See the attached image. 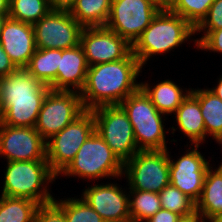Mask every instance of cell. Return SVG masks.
Masks as SVG:
<instances>
[{"label": "cell", "instance_id": "6da1fadb", "mask_svg": "<svg viewBox=\"0 0 222 222\" xmlns=\"http://www.w3.org/2000/svg\"><path fill=\"white\" fill-rule=\"evenodd\" d=\"M142 66L132 51L118 61L88 67L85 84L80 91L85 110L104 105H119L140 86Z\"/></svg>", "mask_w": 222, "mask_h": 222}, {"label": "cell", "instance_id": "7a4b0ae2", "mask_svg": "<svg viewBox=\"0 0 222 222\" xmlns=\"http://www.w3.org/2000/svg\"><path fill=\"white\" fill-rule=\"evenodd\" d=\"M192 36L195 28L187 20L169 9H161L132 45V53L143 67L154 55L171 52L185 41H192Z\"/></svg>", "mask_w": 222, "mask_h": 222}, {"label": "cell", "instance_id": "3957f363", "mask_svg": "<svg viewBox=\"0 0 222 222\" xmlns=\"http://www.w3.org/2000/svg\"><path fill=\"white\" fill-rule=\"evenodd\" d=\"M5 167L2 196L27 198L39 205L56 199L49 191L48 184H53L58 177L47 160L9 161Z\"/></svg>", "mask_w": 222, "mask_h": 222}, {"label": "cell", "instance_id": "277c9868", "mask_svg": "<svg viewBox=\"0 0 222 222\" xmlns=\"http://www.w3.org/2000/svg\"><path fill=\"white\" fill-rule=\"evenodd\" d=\"M119 105L127 113L140 151L168 149L166 133L171 129L174 135L177 128L172 126L165 131L166 115L156 109L141 87Z\"/></svg>", "mask_w": 222, "mask_h": 222}, {"label": "cell", "instance_id": "5b68a950", "mask_svg": "<svg viewBox=\"0 0 222 222\" xmlns=\"http://www.w3.org/2000/svg\"><path fill=\"white\" fill-rule=\"evenodd\" d=\"M123 163L95 130L77 151L69 166L59 175L97 181L123 177Z\"/></svg>", "mask_w": 222, "mask_h": 222}, {"label": "cell", "instance_id": "8992f818", "mask_svg": "<svg viewBox=\"0 0 222 222\" xmlns=\"http://www.w3.org/2000/svg\"><path fill=\"white\" fill-rule=\"evenodd\" d=\"M128 190L159 193L170 184L168 149L138 151L123 165Z\"/></svg>", "mask_w": 222, "mask_h": 222}, {"label": "cell", "instance_id": "52a82bcc", "mask_svg": "<svg viewBox=\"0 0 222 222\" xmlns=\"http://www.w3.org/2000/svg\"><path fill=\"white\" fill-rule=\"evenodd\" d=\"M94 131V115L91 110H85L46 141V159L57 177L69 166L77 151Z\"/></svg>", "mask_w": 222, "mask_h": 222}, {"label": "cell", "instance_id": "ba28073f", "mask_svg": "<svg viewBox=\"0 0 222 222\" xmlns=\"http://www.w3.org/2000/svg\"><path fill=\"white\" fill-rule=\"evenodd\" d=\"M95 118V130L124 164L140 151L127 113L120 105H104L91 110Z\"/></svg>", "mask_w": 222, "mask_h": 222}, {"label": "cell", "instance_id": "9c48e42d", "mask_svg": "<svg viewBox=\"0 0 222 222\" xmlns=\"http://www.w3.org/2000/svg\"><path fill=\"white\" fill-rule=\"evenodd\" d=\"M160 10L150 0H112L105 27L132 46Z\"/></svg>", "mask_w": 222, "mask_h": 222}, {"label": "cell", "instance_id": "30bf717a", "mask_svg": "<svg viewBox=\"0 0 222 222\" xmlns=\"http://www.w3.org/2000/svg\"><path fill=\"white\" fill-rule=\"evenodd\" d=\"M84 111L79 92L50 90L43 101L35 129L47 141Z\"/></svg>", "mask_w": 222, "mask_h": 222}, {"label": "cell", "instance_id": "8fae6325", "mask_svg": "<svg viewBox=\"0 0 222 222\" xmlns=\"http://www.w3.org/2000/svg\"><path fill=\"white\" fill-rule=\"evenodd\" d=\"M38 49H71L80 44L83 27L68 10H51L33 24Z\"/></svg>", "mask_w": 222, "mask_h": 222}, {"label": "cell", "instance_id": "7c38bea8", "mask_svg": "<svg viewBox=\"0 0 222 222\" xmlns=\"http://www.w3.org/2000/svg\"><path fill=\"white\" fill-rule=\"evenodd\" d=\"M201 145H190L183 155L175 160L169 155L170 184L189 196L195 202L199 199L203 190L204 179L207 170L212 165L199 152ZM192 147V149H191Z\"/></svg>", "mask_w": 222, "mask_h": 222}, {"label": "cell", "instance_id": "4fadbf2b", "mask_svg": "<svg viewBox=\"0 0 222 222\" xmlns=\"http://www.w3.org/2000/svg\"><path fill=\"white\" fill-rule=\"evenodd\" d=\"M0 157L7 161L46 159V140L35 127L0 124Z\"/></svg>", "mask_w": 222, "mask_h": 222}, {"label": "cell", "instance_id": "5bb4252c", "mask_svg": "<svg viewBox=\"0 0 222 222\" xmlns=\"http://www.w3.org/2000/svg\"><path fill=\"white\" fill-rule=\"evenodd\" d=\"M88 66L124 59L132 46L114 31L103 27H85L80 36Z\"/></svg>", "mask_w": 222, "mask_h": 222}, {"label": "cell", "instance_id": "9a60e30c", "mask_svg": "<svg viewBox=\"0 0 222 222\" xmlns=\"http://www.w3.org/2000/svg\"><path fill=\"white\" fill-rule=\"evenodd\" d=\"M100 183L88 186L82 198L105 222H131L129 214V191L116 183Z\"/></svg>", "mask_w": 222, "mask_h": 222}, {"label": "cell", "instance_id": "2e32d148", "mask_svg": "<svg viewBox=\"0 0 222 222\" xmlns=\"http://www.w3.org/2000/svg\"><path fill=\"white\" fill-rule=\"evenodd\" d=\"M0 43L17 68H26L37 50L33 25L10 17L3 23Z\"/></svg>", "mask_w": 222, "mask_h": 222}, {"label": "cell", "instance_id": "e0dca14e", "mask_svg": "<svg viewBox=\"0 0 222 222\" xmlns=\"http://www.w3.org/2000/svg\"><path fill=\"white\" fill-rule=\"evenodd\" d=\"M88 67L80 44L71 49H59L57 77L49 87L54 91L80 93L86 81Z\"/></svg>", "mask_w": 222, "mask_h": 222}, {"label": "cell", "instance_id": "ac0fdd59", "mask_svg": "<svg viewBox=\"0 0 222 222\" xmlns=\"http://www.w3.org/2000/svg\"><path fill=\"white\" fill-rule=\"evenodd\" d=\"M50 90L26 68H17L8 76L0 77V102L3 99L45 98Z\"/></svg>", "mask_w": 222, "mask_h": 222}, {"label": "cell", "instance_id": "d6986e66", "mask_svg": "<svg viewBox=\"0 0 222 222\" xmlns=\"http://www.w3.org/2000/svg\"><path fill=\"white\" fill-rule=\"evenodd\" d=\"M177 128L190 140L191 145L206 141L205 124L199 100L190 92L174 113Z\"/></svg>", "mask_w": 222, "mask_h": 222}, {"label": "cell", "instance_id": "ffe728a7", "mask_svg": "<svg viewBox=\"0 0 222 222\" xmlns=\"http://www.w3.org/2000/svg\"><path fill=\"white\" fill-rule=\"evenodd\" d=\"M45 98L3 99L1 123L16 127H35Z\"/></svg>", "mask_w": 222, "mask_h": 222}, {"label": "cell", "instance_id": "44dd1931", "mask_svg": "<svg viewBox=\"0 0 222 222\" xmlns=\"http://www.w3.org/2000/svg\"><path fill=\"white\" fill-rule=\"evenodd\" d=\"M196 211L206 222H214L222 214V167L214 169L210 166L207 170Z\"/></svg>", "mask_w": 222, "mask_h": 222}, {"label": "cell", "instance_id": "7402d4cb", "mask_svg": "<svg viewBox=\"0 0 222 222\" xmlns=\"http://www.w3.org/2000/svg\"><path fill=\"white\" fill-rule=\"evenodd\" d=\"M176 82L166 79L150 86L148 81L141 82V88L149 96L156 109L169 116L174 114L182 101L188 96L192 88H181Z\"/></svg>", "mask_w": 222, "mask_h": 222}, {"label": "cell", "instance_id": "603a6c76", "mask_svg": "<svg viewBox=\"0 0 222 222\" xmlns=\"http://www.w3.org/2000/svg\"><path fill=\"white\" fill-rule=\"evenodd\" d=\"M191 93L199 100L206 137L214 139L222 132V100L209 88H193Z\"/></svg>", "mask_w": 222, "mask_h": 222}, {"label": "cell", "instance_id": "cb8c5ba5", "mask_svg": "<svg viewBox=\"0 0 222 222\" xmlns=\"http://www.w3.org/2000/svg\"><path fill=\"white\" fill-rule=\"evenodd\" d=\"M112 0H76L70 14L83 27H103L108 21Z\"/></svg>", "mask_w": 222, "mask_h": 222}, {"label": "cell", "instance_id": "d4e9b609", "mask_svg": "<svg viewBox=\"0 0 222 222\" xmlns=\"http://www.w3.org/2000/svg\"><path fill=\"white\" fill-rule=\"evenodd\" d=\"M59 49H38L26 67L32 76L50 86L57 77Z\"/></svg>", "mask_w": 222, "mask_h": 222}, {"label": "cell", "instance_id": "484cf974", "mask_svg": "<svg viewBox=\"0 0 222 222\" xmlns=\"http://www.w3.org/2000/svg\"><path fill=\"white\" fill-rule=\"evenodd\" d=\"M39 204L27 198L0 196V222H35Z\"/></svg>", "mask_w": 222, "mask_h": 222}, {"label": "cell", "instance_id": "4316f807", "mask_svg": "<svg viewBox=\"0 0 222 222\" xmlns=\"http://www.w3.org/2000/svg\"><path fill=\"white\" fill-rule=\"evenodd\" d=\"M161 208L158 193L129 190V214L131 222H145Z\"/></svg>", "mask_w": 222, "mask_h": 222}, {"label": "cell", "instance_id": "83f0119b", "mask_svg": "<svg viewBox=\"0 0 222 222\" xmlns=\"http://www.w3.org/2000/svg\"><path fill=\"white\" fill-rule=\"evenodd\" d=\"M51 10L49 0H10L8 17L33 25Z\"/></svg>", "mask_w": 222, "mask_h": 222}, {"label": "cell", "instance_id": "f1b7e54d", "mask_svg": "<svg viewBox=\"0 0 222 222\" xmlns=\"http://www.w3.org/2000/svg\"><path fill=\"white\" fill-rule=\"evenodd\" d=\"M54 202L64 211L66 222H105L82 197L54 199Z\"/></svg>", "mask_w": 222, "mask_h": 222}, {"label": "cell", "instance_id": "f546056e", "mask_svg": "<svg viewBox=\"0 0 222 222\" xmlns=\"http://www.w3.org/2000/svg\"><path fill=\"white\" fill-rule=\"evenodd\" d=\"M213 2L214 0H172L168 9L196 28L206 17Z\"/></svg>", "mask_w": 222, "mask_h": 222}, {"label": "cell", "instance_id": "4dcf8cb0", "mask_svg": "<svg viewBox=\"0 0 222 222\" xmlns=\"http://www.w3.org/2000/svg\"><path fill=\"white\" fill-rule=\"evenodd\" d=\"M161 207L180 216L196 211V202L172 184H168L159 193Z\"/></svg>", "mask_w": 222, "mask_h": 222}, {"label": "cell", "instance_id": "1f68e13d", "mask_svg": "<svg viewBox=\"0 0 222 222\" xmlns=\"http://www.w3.org/2000/svg\"><path fill=\"white\" fill-rule=\"evenodd\" d=\"M203 32V36L200 38H193L195 47L200 51H212L222 54V29L213 30V31H195V34Z\"/></svg>", "mask_w": 222, "mask_h": 222}, {"label": "cell", "instance_id": "d6a6232c", "mask_svg": "<svg viewBox=\"0 0 222 222\" xmlns=\"http://www.w3.org/2000/svg\"><path fill=\"white\" fill-rule=\"evenodd\" d=\"M222 29V0H214L206 17L195 28V31H213Z\"/></svg>", "mask_w": 222, "mask_h": 222}, {"label": "cell", "instance_id": "836d02e7", "mask_svg": "<svg viewBox=\"0 0 222 222\" xmlns=\"http://www.w3.org/2000/svg\"><path fill=\"white\" fill-rule=\"evenodd\" d=\"M35 222H66L64 211L54 202L39 205Z\"/></svg>", "mask_w": 222, "mask_h": 222}, {"label": "cell", "instance_id": "e575fe53", "mask_svg": "<svg viewBox=\"0 0 222 222\" xmlns=\"http://www.w3.org/2000/svg\"><path fill=\"white\" fill-rule=\"evenodd\" d=\"M16 69L17 67L11 61L7 53L3 50L0 43V77L8 76Z\"/></svg>", "mask_w": 222, "mask_h": 222}, {"label": "cell", "instance_id": "d590c367", "mask_svg": "<svg viewBox=\"0 0 222 222\" xmlns=\"http://www.w3.org/2000/svg\"><path fill=\"white\" fill-rule=\"evenodd\" d=\"M179 217L177 213L161 208L145 222H177Z\"/></svg>", "mask_w": 222, "mask_h": 222}, {"label": "cell", "instance_id": "8d00e7d4", "mask_svg": "<svg viewBox=\"0 0 222 222\" xmlns=\"http://www.w3.org/2000/svg\"><path fill=\"white\" fill-rule=\"evenodd\" d=\"M76 0H49L52 10H70Z\"/></svg>", "mask_w": 222, "mask_h": 222}, {"label": "cell", "instance_id": "74e56055", "mask_svg": "<svg viewBox=\"0 0 222 222\" xmlns=\"http://www.w3.org/2000/svg\"><path fill=\"white\" fill-rule=\"evenodd\" d=\"M177 222H206L204 217L197 211L191 214L180 216Z\"/></svg>", "mask_w": 222, "mask_h": 222}, {"label": "cell", "instance_id": "f35d334b", "mask_svg": "<svg viewBox=\"0 0 222 222\" xmlns=\"http://www.w3.org/2000/svg\"><path fill=\"white\" fill-rule=\"evenodd\" d=\"M218 78L217 85L215 87L209 88L215 95L222 100V75Z\"/></svg>", "mask_w": 222, "mask_h": 222}, {"label": "cell", "instance_id": "ab89813d", "mask_svg": "<svg viewBox=\"0 0 222 222\" xmlns=\"http://www.w3.org/2000/svg\"><path fill=\"white\" fill-rule=\"evenodd\" d=\"M8 14H9V1L0 0V15H8Z\"/></svg>", "mask_w": 222, "mask_h": 222}, {"label": "cell", "instance_id": "60d3db41", "mask_svg": "<svg viewBox=\"0 0 222 222\" xmlns=\"http://www.w3.org/2000/svg\"><path fill=\"white\" fill-rule=\"evenodd\" d=\"M161 9H168L172 0H150Z\"/></svg>", "mask_w": 222, "mask_h": 222}, {"label": "cell", "instance_id": "b9f144b4", "mask_svg": "<svg viewBox=\"0 0 222 222\" xmlns=\"http://www.w3.org/2000/svg\"><path fill=\"white\" fill-rule=\"evenodd\" d=\"M214 140L219 144V146H221L222 145V132L218 135V136H216L215 138H214ZM222 147V146H221ZM219 167H222V162H221V164L219 165Z\"/></svg>", "mask_w": 222, "mask_h": 222}, {"label": "cell", "instance_id": "7bdbcfd3", "mask_svg": "<svg viewBox=\"0 0 222 222\" xmlns=\"http://www.w3.org/2000/svg\"><path fill=\"white\" fill-rule=\"evenodd\" d=\"M8 17V15H0V32L2 30L3 23L5 22V19Z\"/></svg>", "mask_w": 222, "mask_h": 222}, {"label": "cell", "instance_id": "ee69618b", "mask_svg": "<svg viewBox=\"0 0 222 222\" xmlns=\"http://www.w3.org/2000/svg\"><path fill=\"white\" fill-rule=\"evenodd\" d=\"M214 222H222V214Z\"/></svg>", "mask_w": 222, "mask_h": 222}]
</instances>
